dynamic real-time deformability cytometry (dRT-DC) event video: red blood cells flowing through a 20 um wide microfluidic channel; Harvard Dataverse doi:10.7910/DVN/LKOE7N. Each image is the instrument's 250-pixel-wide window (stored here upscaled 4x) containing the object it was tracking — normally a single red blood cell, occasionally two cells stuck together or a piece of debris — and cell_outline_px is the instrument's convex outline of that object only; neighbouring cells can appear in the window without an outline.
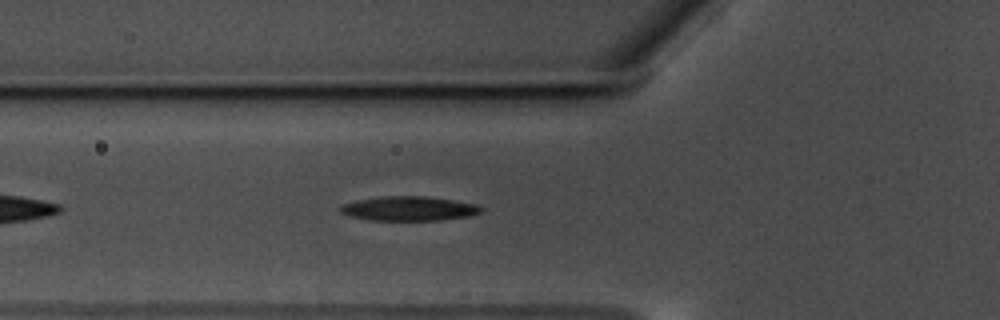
{"species": "common noctule bat (a hibernating species)", "species_latin": "Nyctalus noctula", "temperature_condition": "warm", "stored_images_in_passage": 27, "camera_frame_rate_fps": 3000, "um_per_image_px": 0.085, "animal": {"sex": "male", "body_mass_g": 17.5, "forearm_length_mm": 52.3}, "frame": {"image": 1, "passage_image": 8, "time_ms": 2.333, "image_size_px": [1000, 320], "cell_outline_px": [[484, 208], [480, 212], [468, 216], [440, 220], [372, 220], [352, 216], [340, 212], [340, 208], [344, 204], [360, 200], [380, 196], [424, 196], [452, 200], [476, 204]], "centroid_in_image_um": [34.79, 17.72], "position_along_channel_um": 91.0, "area_um2": 19.65}}
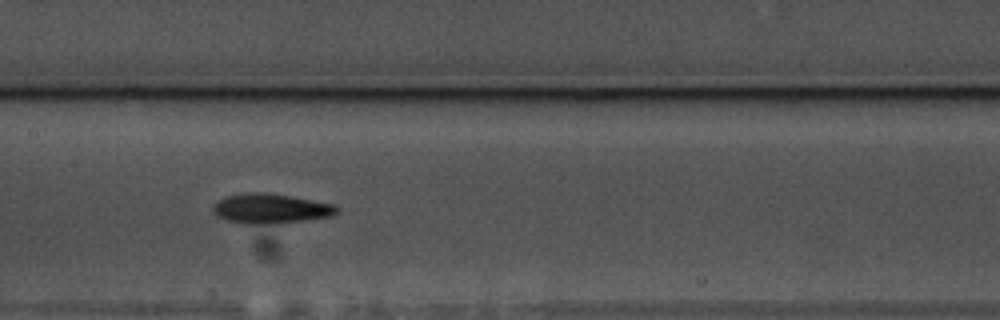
{"frame": {"image": 2, "passage_image": 16, "time_ms": 5.0, "image_size_px": [1000, 320], "cell_outline_px": [[340, 212], [332, 216], [280, 224], [240, 224], [216, 216], [212, 212], [212, 208], [224, 196], [248, 192], [264, 192], [288, 196], [332, 204], [340, 208]], "centroid_in_image_um": [23.0, 17.75], "position_along_channel_um": 184.4, "area_um2": 21.62}}
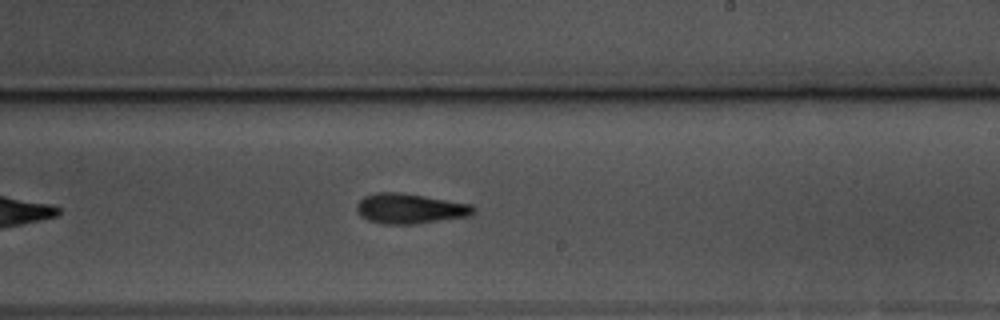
{"frame": {"image": 3, "passage_image": 22, "time_ms": 7.0, "image_size_px": [1000, 320], "cell_outline_px": [[476, 212], [472, 216], [416, 224], [384, 224], [368, 220], [360, 216], [356, 212], [356, 204], [364, 196], [376, 192], [400, 192], [472, 204], [476, 208]], "centroid_in_image_um": [34.86, 17.73], "position_along_channel_um": 254.1, "area_um2": 20.81}}